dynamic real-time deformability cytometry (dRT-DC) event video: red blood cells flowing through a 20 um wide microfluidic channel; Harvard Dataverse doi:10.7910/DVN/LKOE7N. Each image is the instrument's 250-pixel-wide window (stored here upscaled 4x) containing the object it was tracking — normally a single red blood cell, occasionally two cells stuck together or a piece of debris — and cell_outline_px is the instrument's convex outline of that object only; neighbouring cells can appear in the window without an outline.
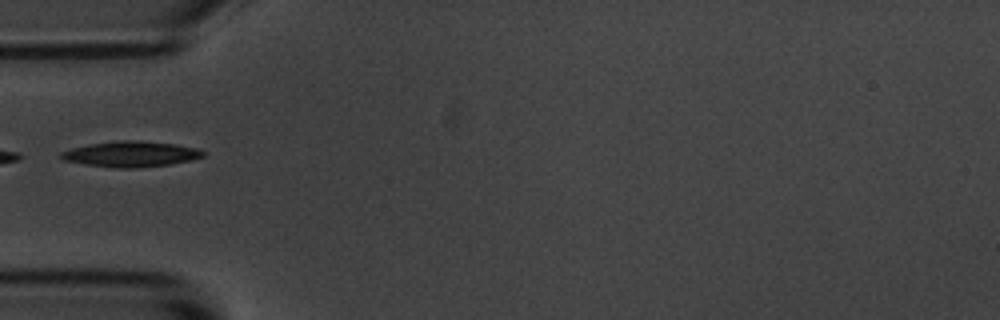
{"species": "common noctule bat (a hibernating species)", "species_latin": "Nyctalus noctula", "temperature_condition": "room temperature", "stored_images_in_passage": 1, "camera_frame_rate_fps": 3000, "um_per_image_px": 0.085, "animal": {"sex": "male", "body_mass_g": 20.1, "forearm_length_mm": 53.5}, "frame": {"image": 1, "passage_image": 1, "time_ms": 0.0, "image_size_px": [1000, 320], "cell_outline_px": [[204, 156], [192, 160], [168, 164], [128, 168], [116, 168], [84, 164], [64, 160], [60, 156], [60, 152], [72, 148], [88, 144], [120, 140], [136, 140], [176, 144], [196, 148], [204, 152]], "centroid_in_image_um": [11.1, 13.09], "position_along_channel_um": 73.9, "area_um2": 20.98}}